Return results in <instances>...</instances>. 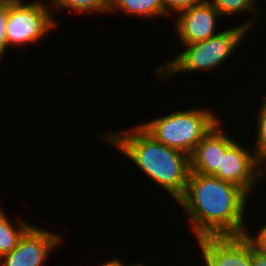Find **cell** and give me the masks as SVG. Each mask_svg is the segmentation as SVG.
I'll use <instances>...</instances> for the list:
<instances>
[{"instance_id":"obj_1","label":"cell","mask_w":266,"mask_h":266,"mask_svg":"<svg viewBox=\"0 0 266 266\" xmlns=\"http://www.w3.org/2000/svg\"><path fill=\"white\" fill-rule=\"evenodd\" d=\"M248 195L238 186L213 175L190 172L183 196L177 201L189 215L195 238L242 236Z\"/></svg>"},{"instance_id":"obj_2","label":"cell","mask_w":266,"mask_h":266,"mask_svg":"<svg viewBox=\"0 0 266 266\" xmlns=\"http://www.w3.org/2000/svg\"><path fill=\"white\" fill-rule=\"evenodd\" d=\"M161 186L176 202L183 196L189 174V155L155 141L139 125L119 133H97Z\"/></svg>"},{"instance_id":"obj_3","label":"cell","mask_w":266,"mask_h":266,"mask_svg":"<svg viewBox=\"0 0 266 266\" xmlns=\"http://www.w3.org/2000/svg\"><path fill=\"white\" fill-rule=\"evenodd\" d=\"M252 20L244 21L204 41L183 46L185 47L183 51L166 63H162L154 74H160L158 77L163 81L170 75H178V73L216 70L231 58L242 40H245L247 32L249 33L255 25V21Z\"/></svg>"},{"instance_id":"obj_4","label":"cell","mask_w":266,"mask_h":266,"mask_svg":"<svg viewBox=\"0 0 266 266\" xmlns=\"http://www.w3.org/2000/svg\"><path fill=\"white\" fill-rule=\"evenodd\" d=\"M211 111L206 107L179 110L138 125L155 141L190 155L220 121Z\"/></svg>"},{"instance_id":"obj_5","label":"cell","mask_w":266,"mask_h":266,"mask_svg":"<svg viewBox=\"0 0 266 266\" xmlns=\"http://www.w3.org/2000/svg\"><path fill=\"white\" fill-rule=\"evenodd\" d=\"M41 1L8 4L6 36L9 48L11 46L23 48L29 43H36L57 26L49 3Z\"/></svg>"},{"instance_id":"obj_6","label":"cell","mask_w":266,"mask_h":266,"mask_svg":"<svg viewBox=\"0 0 266 266\" xmlns=\"http://www.w3.org/2000/svg\"><path fill=\"white\" fill-rule=\"evenodd\" d=\"M62 242L61 235L31 225L17 246L0 258V266H44L50 253Z\"/></svg>"},{"instance_id":"obj_7","label":"cell","mask_w":266,"mask_h":266,"mask_svg":"<svg viewBox=\"0 0 266 266\" xmlns=\"http://www.w3.org/2000/svg\"><path fill=\"white\" fill-rule=\"evenodd\" d=\"M204 266H252V242L242 236H206L196 239Z\"/></svg>"},{"instance_id":"obj_8","label":"cell","mask_w":266,"mask_h":266,"mask_svg":"<svg viewBox=\"0 0 266 266\" xmlns=\"http://www.w3.org/2000/svg\"><path fill=\"white\" fill-rule=\"evenodd\" d=\"M251 151L236 140L222 154L221 167L213 176L238 186L249 196L261 180L260 161L255 151Z\"/></svg>"},{"instance_id":"obj_9","label":"cell","mask_w":266,"mask_h":266,"mask_svg":"<svg viewBox=\"0 0 266 266\" xmlns=\"http://www.w3.org/2000/svg\"><path fill=\"white\" fill-rule=\"evenodd\" d=\"M221 16L208 0L188 8L175 16L174 27L177 37L184 46L215 36L218 34L215 33L217 20L221 19Z\"/></svg>"},{"instance_id":"obj_10","label":"cell","mask_w":266,"mask_h":266,"mask_svg":"<svg viewBox=\"0 0 266 266\" xmlns=\"http://www.w3.org/2000/svg\"><path fill=\"white\" fill-rule=\"evenodd\" d=\"M219 121L189 155L190 172L214 175L221 167L222 154L236 141L223 131Z\"/></svg>"},{"instance_id":"obj_11","label":"cell","mask_w":266,"mask_h":266,"mask_svg":"<svg viewBox=\"0 0 266 266\" xmlns=\"http://www.w3.org/2000/svg\"><path fill=\"white\" fill-rule=\"evenodd\" d=\"M119 10L124 14L135 15L142 19L158 16L162 18L164 15L167 17L162 0H110L108 13L113 14Z\"/></svg>"},{"instance_id":"obj_12","label":"cell","mask_w":266,"mask_h":266,"mask_svg":"<svg viewBox=\"0 0 266 266\" xmlns=\"http://www.w3.org/2000/svg\"><path fill=\"white\" fill-rule=\"evenodd\" d=\"M4 212L5 210L0 207V258L17 246L24 232L31 226V223L19 218L18 227H15Z\"/></svg>"},{"instance_id":"obj_13","label":"cell","mask_w":266,"mask_h":266,"mask_svg":"<svg viewBox=\"0 0 266 266\" xmlns=\"http://www.w3.org/2000/svg\"><path fill=\"white\" fill-rule=\"evenodd\" d=\"M53 9H67L70 12L79 13H108L110 0H48ZM53 6V7H52Z\"/></svg>"},{"instance_id":"obj_14","label":"cell","mask_w":266,"mask_h":266,"mask_svg":"<svg viewBox=\"0 0 266 266\" xmlns=\"http://www.w3.org/2000/svg\"><path fill=\"white\" fill-rule=\"evenodd\" d=\"M218 12L224 16H233L236 13H247L255 14L254 17H258L257 9L259 8L256 5L257 0H208ZM257 7V8H256ZM257 14V15H256Z\"/></svg>"},{"instance_id":"obj_15","label":"cell","mask_w":266,"mask_h":266,"mask_svg":"<svg viewBox=\"0 0 266 266\" xmlns=\"http://www.w3.org/2000/svg\"><path fill=\"white\" fill-rule=\"evenodd\" d=\"M261 107L257 110V133L255 141V153L259 161L266 156V97H263Z\"/></svg>"},{"instance_id":"obj_16","label":"cell","mask_w":266,"mask_h":266,"mask_svg":"<svg viewBox=\"0 0 266 266\" xmlns=\"http://www.w3.org/2000/svg\"><path fill=\"white\" fill-rule=\"evenodd\" d=\"M206 0H162V5L166 15L179 14L180 12L191 8L193 6L202 4ZM174 12V13H173Z\"/></svg>"},{"instance_id":"obj_17","label":"cell","mask_w":266,"mask_h":266,"mask_svg":"<svg viewBox=\"0 0 266 266\" xmlns=\"http://www.w3.org/2000/svg\"><path fill=\"white\" fill-rule=\"evenodd\" d=\"M8 23V4L0 3V61L8 50L6 26ZM4 54V55H3Z\"/></svg>"},{"instance_id":"obj_18","label":"cell","mask_w":266,"mask_h":266,"mask_svg":"<svg viewBox=\"0 0 266 266\" xmlns=\"http://www.w3.org/2000/svg\"><path fill=\"white\" fill-rule=\"evenodd\" d=\"M250 231L246 232V237L252 242L254 247L266 255V224L259 228L256 235H251Z\"/></svg>"},{"instance_id":"obj_19","label":"cell","mask_w":266,"mask_h":266,"mask_svg":"<svg viewBox=\"0 0 266 266\" xmlns=\"http://www.w3.org/2000/svg\"><path fill=\"white\" fill-rule=\"evenodd\" d=\"M252 266H266V255L258 251L252 244Z\"/></svg>"},{"instance_id":"obj_20","label":"cell","mask_w":266,"mask_h":266,"mask_svg":"<svg viewBox=\"0 0 266 266\" xmlns=\"http://www.w3.org/2000/svg\"><path fill=\"white\" fill-rule=\"evenodd\" d=\"M100 266H120V259L117 258L110 259L106 261V263H103Z\"/></svg>"},{"instance_id":"obj_21","label":"cell","mask_w":266,"mask_h":266,"mask_svg":"<svg viewBox=\"0 0 266 266\" xmlns=\"http://www.w3.org/2000/svg\"><path fill=\"white\" fill-rule=\"evenodd\" d=\"M265 173H266V156L260 161V177L262 179L264 178L262 176H266Z\"/></svg>"},{"instance_id":"obj_22","label":"cell","mask_w":266,"mask_h":266,"mask_svg":"<svg viewBox=\"0 0 266 266\" xmlns=\"http://www.w3.org/2000/svg\"><path fill=\"white\" fill-rule=\"evenodd\" d=\"M0 3H5V4H23V0H0Z\"/></svg>"},{"instance_id":"obj_23","label":"cell","mask_w":266,"mask_h":266,"mask_svg":"<svg viewBox=\"0 0 266 266\" xmlns=\"http://www.w3.org/2000/svg\"><path fill=\"white\" fill-rule=\"evenodd\" d=\"M120 266H147V265H144L143 264V262H141V263H136V264H129L128 263V265L127 264H125V262L123 263L121 260H120Z\"/></svg>"}]
</instances>
